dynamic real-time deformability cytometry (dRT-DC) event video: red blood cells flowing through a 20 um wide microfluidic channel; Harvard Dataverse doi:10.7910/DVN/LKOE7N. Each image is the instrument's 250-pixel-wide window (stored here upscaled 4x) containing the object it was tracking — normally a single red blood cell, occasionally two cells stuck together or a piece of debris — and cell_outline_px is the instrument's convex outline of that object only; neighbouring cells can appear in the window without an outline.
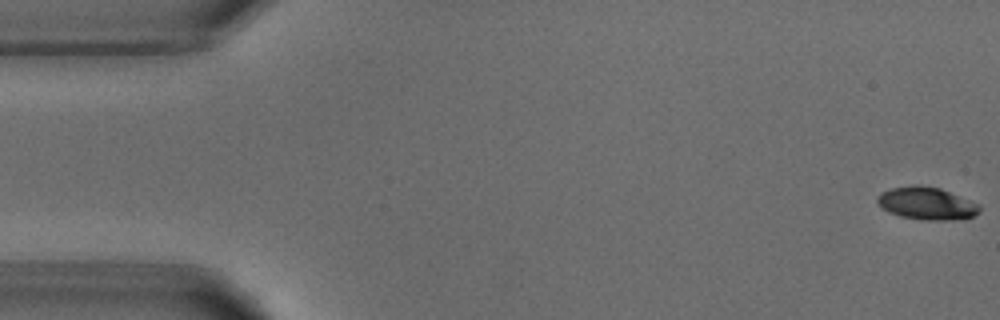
{"species": "common noctule bat (a hibernating species)", "species_latin": "Nyctalus noctula", "temperature_condition": "warm", "stored_images_in_passage": 4, "camera_frame_rate_fps": 3000, "um_per_image_px": 0.085, "animal": {"sex": "male", "body_mass_g": 18.8}, "frame": {"image": 1, "passage_image": 1, "time_ms": 0.0, "image_size_px": [1000, 320], "cell_outline_px": [[980, 212], [972, 216], [944, 220], [924, 220], [900, 216], [888, 212], [876, 200], [884, 192], [892, 188], [940, 188], [976, 204], [980, 208]], "centroid_in_image_um": [78.77, 17.34], "position_along_channel_um": 6.2, "area_um2": 18.03}}
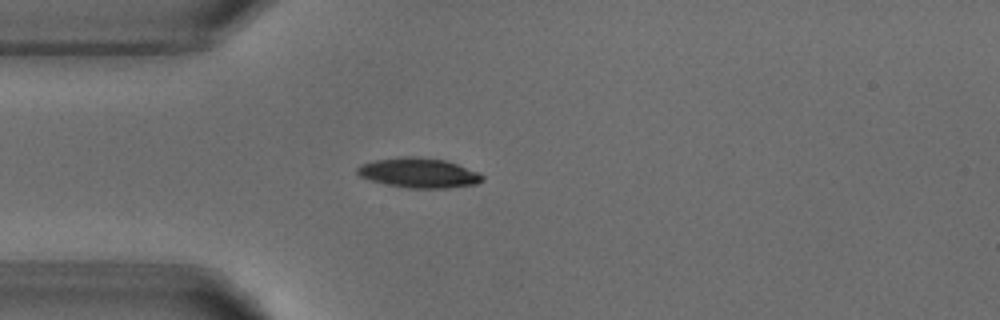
{"frame": {"image": 2, "passage_image": 4, "time_ms": 4.333, "image_size_px": [1000, 320], "cell_outline_px": [[484, 180], [476, 184], [448, 188], [408, 188], [388, 184], [372, 180], [360, 176], [356, 172], [356, 168], [360, 164], [376, 160], [400, 156], [416, 156], [444, 160], [480, 172], [484, 176]], "centroid_in_image_um": [35.62, 14.69], "position_along_channel_um": 49.4, "area_um2": 21.73}}